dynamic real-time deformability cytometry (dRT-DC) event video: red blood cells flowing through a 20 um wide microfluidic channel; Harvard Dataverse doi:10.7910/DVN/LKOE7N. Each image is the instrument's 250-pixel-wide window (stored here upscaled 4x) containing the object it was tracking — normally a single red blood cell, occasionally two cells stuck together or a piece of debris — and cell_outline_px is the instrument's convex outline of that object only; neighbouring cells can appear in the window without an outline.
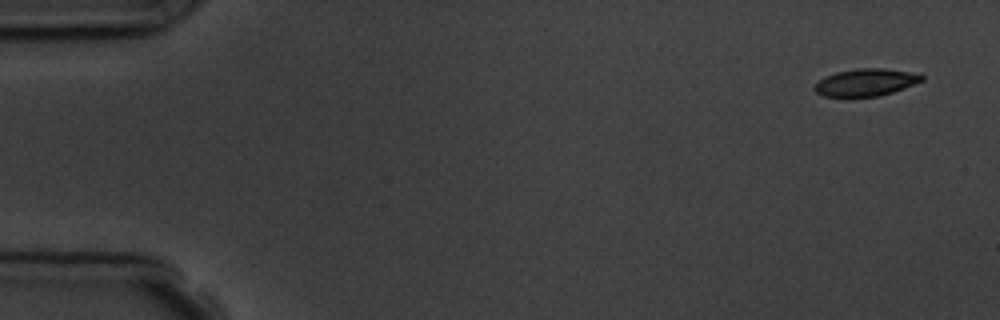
{"species": "common noctule bat (a hibernating species)", "species_latin": "Nyctalus noctula", "temperature_condition": "room temperature", "stored_images_in_passage": 6, "camera_frame_rate_fps": 3000, "um_per_image_px": 0.085, "animal": {"sex": "male", "body_mass_g": 19.5, "forearm_length_mm": 54.6}, "frame": {"image": 1, "passage_image": 1, "time_ms": 0.0, "image_size_px": [1000, 320], "cell_outline_px": [[924, 80], [904, 88], [880, 96], [848, 100], [824, 96], [816, 92], [812, 88], [824, 76], [836, 72], [860, 68], [884, 68], [908, 72], [924, 76]], "centroid_in_image_um": [73.52, 7.06], "position_along_channel_um": 11.5, "area_um2": 17.63}}
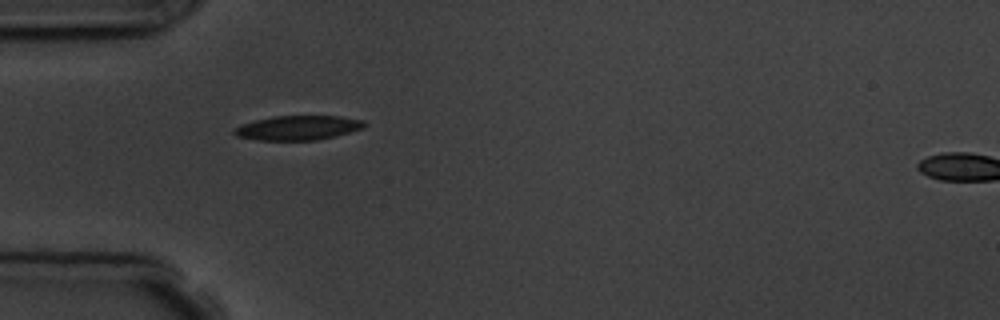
{"frame": {"image": 2, "passage_image": 5, "time_ms": 4.667, "image_size_px": [1000, 320], "cell_outline_px": [[368, 124], [364, 128], [336, 136], [316, 140], [256, 140], [236, 136], [232, 132], [240, 124], [272, 116], [340, 116], [364, 120]], "centroid_in_image_um": [25.35, 10.86], "position_along_channel_um": 59.6, "area_um2": 18.67}}